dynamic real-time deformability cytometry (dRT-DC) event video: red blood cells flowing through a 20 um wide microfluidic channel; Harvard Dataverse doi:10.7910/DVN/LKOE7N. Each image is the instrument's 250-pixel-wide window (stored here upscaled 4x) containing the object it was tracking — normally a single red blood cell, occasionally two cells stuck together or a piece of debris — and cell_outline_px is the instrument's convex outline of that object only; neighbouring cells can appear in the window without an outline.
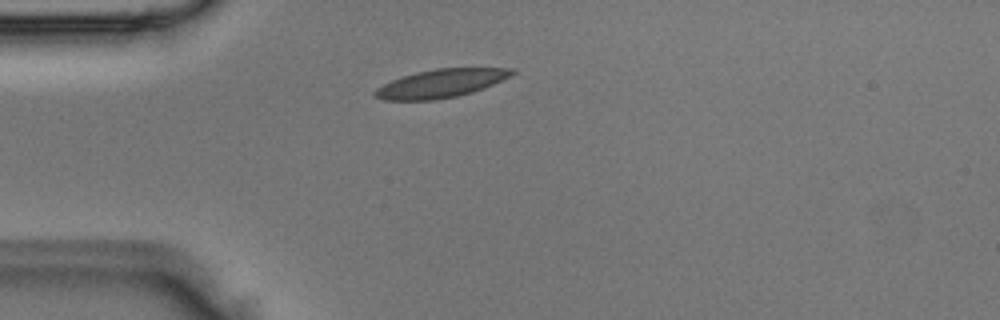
{"species": "Egyptian fruit bat (a non-hibernating species)", "species_latin": "Rousettus aegyptiacus", "temperature_condition": "room temperature", "stored_images_in_passage": 2, "camera_frame_rate_fps": 3000, "um_per_image_px": 0.085, "animal": {"sex": "male"}, "frame": {"image": 1, "passage_image": 1, "time_ms": 0.0, "image_size_px": [1000, 320], "cell_outline_px": [[516, 72], [484, 88], [472, 92], [456, 96], [436, 100], [384, 100], [376, 96], [372, 92], [376, 88], [392, 80], [416, 72], [436, 68], [516, 68]], "centroid_in_image_um": [37.46, 7.09], "position_along_channel_um": 47.5, "area_um2": 22.37}}